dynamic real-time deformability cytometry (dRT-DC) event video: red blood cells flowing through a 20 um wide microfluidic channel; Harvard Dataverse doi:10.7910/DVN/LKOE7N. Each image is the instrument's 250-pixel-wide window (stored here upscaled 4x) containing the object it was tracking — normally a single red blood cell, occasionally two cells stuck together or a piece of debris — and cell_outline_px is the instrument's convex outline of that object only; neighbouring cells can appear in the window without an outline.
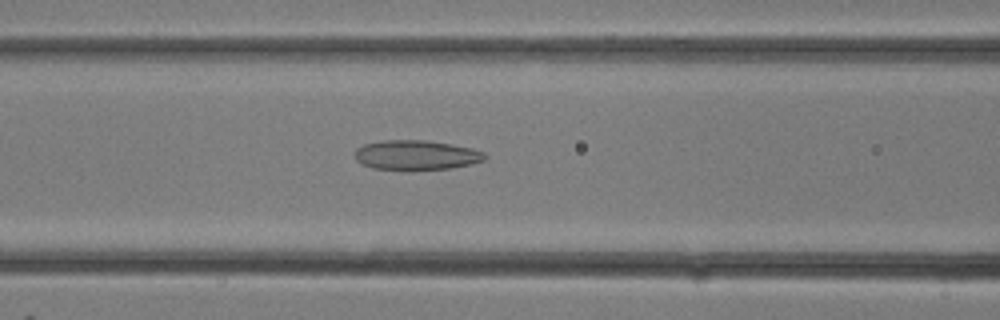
{"species": "common noctule bat (a hibernating species)", "species_latin": "Nyctalus noctula", "temperature_condition": "room temperature", "stored_images_in_passage": 12, "camera_frame_rate_fps": 3000, "um_per_image_px": 0.085, "animal": {"sex": "female"}, "frame": {"image": 1, "passage_image": 10, "time_ms": 3.0, "image_size_px": [1000, 320], "cell_outline_px": [[488, 156], [484, 160], [472, 164], [452, 168], [372, 168], [360, 164], [356, 160], [352, 152], [356, 148], [364, 144], [384, 140], [424, 140], [452, 144], [472, 148], [484, 152]], "centroid_in_image_um": [35.36, 13.15], "position_along_channel_um": 131.2, "area_um2": 22.25}}
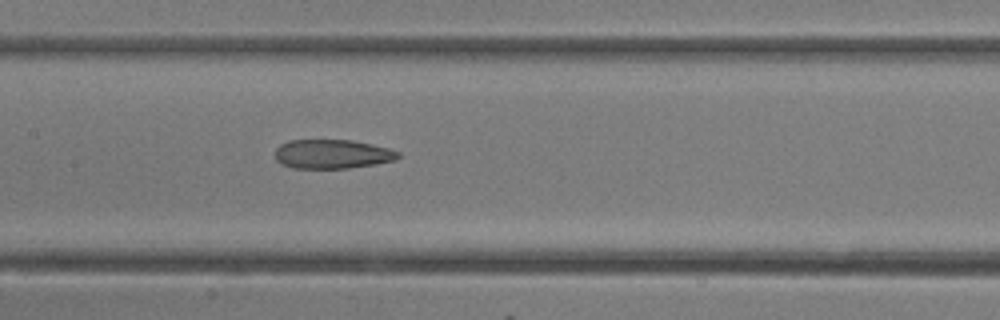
{"frame": {"image": 2, "passage_image": 12, "time_ms": 3.667, "image_size_px": [1000, 320], "cell_outline_px": [[400, 156], [396, 160], [376, 164], [348, 168], [292, 168], [280, 164], [276, 160], [276, 148], [280, 144], [288, 140], [352, 140], [372, 144], [388, 148], [400, 152]], "centroid_in_image_um": [28.24, 13.09], "position_along_channel_um": 179.2, "area_um2": 21.04}}